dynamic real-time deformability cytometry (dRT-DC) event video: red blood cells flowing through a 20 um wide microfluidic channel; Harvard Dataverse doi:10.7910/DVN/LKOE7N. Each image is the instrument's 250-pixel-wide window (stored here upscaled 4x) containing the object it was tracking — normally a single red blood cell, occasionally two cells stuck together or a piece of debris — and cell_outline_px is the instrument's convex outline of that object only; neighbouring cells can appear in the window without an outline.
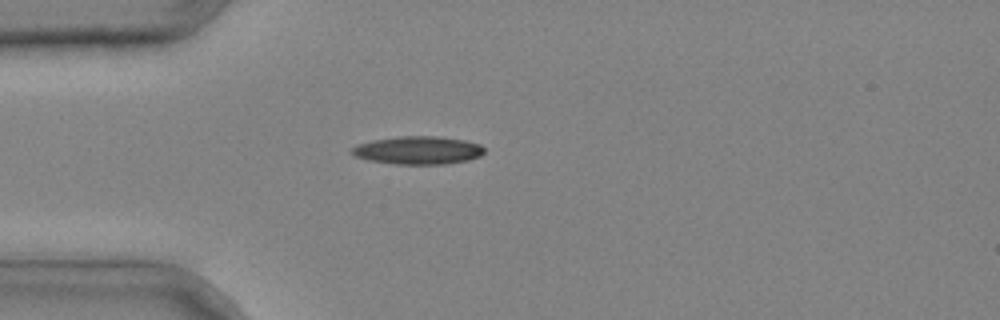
{"species": "common noctule bat (a hibernating species)", "species_latin": "Nyctalus noctula", "temperature_condition": "cold", "stored_images_in_passage": 37, "camera_frame_rate_fps": 3000, "um_per_image_px": 0.085, "animal": {"sex": "male", "body_mass_g": 20.4}, "frame": {"image": 1, "passage_image": 8, "time_ms": 2.333, "image_size_px": [1000, 320], "cell_outline_px": [[484, 152], [480, 156], [468, 160], [444, 164], [396, 164], [368, 160], [356, 156], [348, 152], [352, 148], [360, 144], [372, 140], [400, 136], [440, 136], [464, 140], [480, 144], [484, 148]], "centroid_in_image_um": [35.54, 12.77], "position_along_channel_um": 49.5, "area_um2": 21.62}}
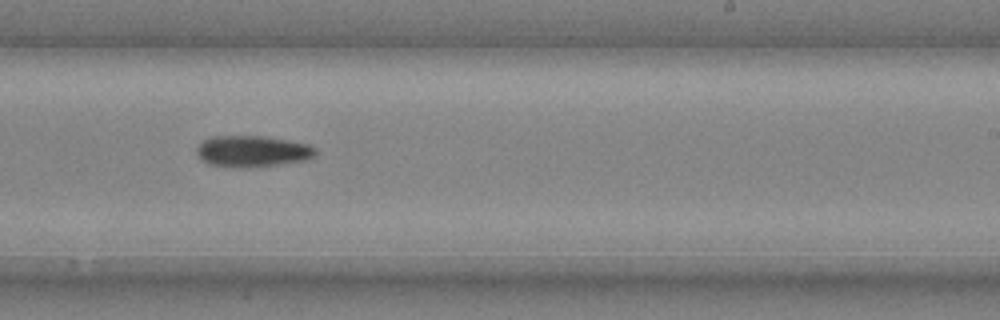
{"frame": {"image": 2, "passage_image": 23, "time_ms": 7.333, "image_size_px": [1000, 320], "cell_outline_px": [[316, 156], [308, 160], [280, 164], [208, 164], [200, 160], [196, 152], [196, 148], [204, 140], [212, 136], [260, 136], [308, 144], [316, 148]], "centroid_in_image_um": [21.48, 12.81], "position_along_channel_um": 267.5, "area_um2": 20.63}}
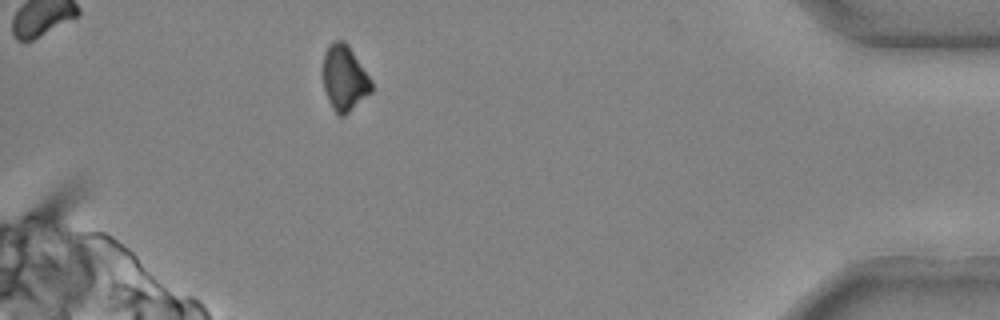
{"frame": {"image": 3, "passage_image": 35, "time_ms": 11.333, "image_size_px": [1000, 320], "cell_outline_px": [[372, 92], [344, 116], [340, 116], [332, 108], [328, 100], [324, 88], [320, 72], [324, 52], [328, 44], [332, 40], [344, 40], [348, 44], [372, 80]], "centroid_in_image_um": [29.24, 6.6], "position_along_channel_um": 406.0, "area_um2": 19.07}}